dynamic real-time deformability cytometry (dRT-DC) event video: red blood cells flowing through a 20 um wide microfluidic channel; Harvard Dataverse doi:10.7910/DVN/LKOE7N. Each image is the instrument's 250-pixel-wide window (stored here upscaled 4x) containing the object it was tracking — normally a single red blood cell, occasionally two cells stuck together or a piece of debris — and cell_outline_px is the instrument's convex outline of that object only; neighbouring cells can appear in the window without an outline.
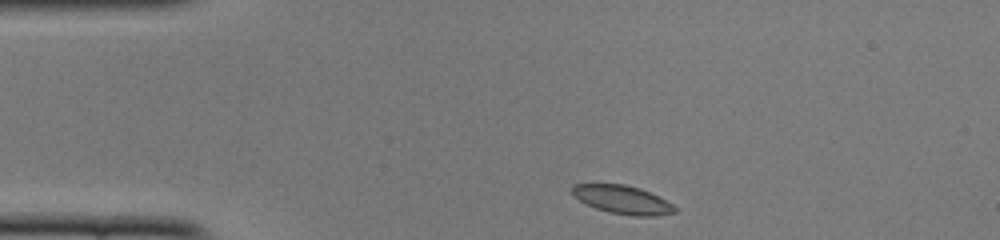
{"species": "common noctule bat (a hibernating species)", "species_latin": "Nyctalus noctula", "temperature_condition": "cold", "stored_images_in_passage": 43, "camera_frame_rate_fps": 3000, "um_per_image_px": 0.085, "animal": {"sex": "female", "body_mass_g": 22.0, "forearm_length_mm": 56.7}, "frame": {"image": 1, "passage_image": 1, "time_ms": 0.0, "image_size_px": [1000, 240], "cell_outline_px": [[676, 212], [656, 216], [632, 216], [608, 212], [596, 208], [580, 200], [572, 192], [572, 184], [624, 184], [640, 188], [672, 204], [676, 208]], "centroid_in_image_um": [52.92, 16.98], "position_along_channel_um": 32.1, "area_um2": 16.7}}
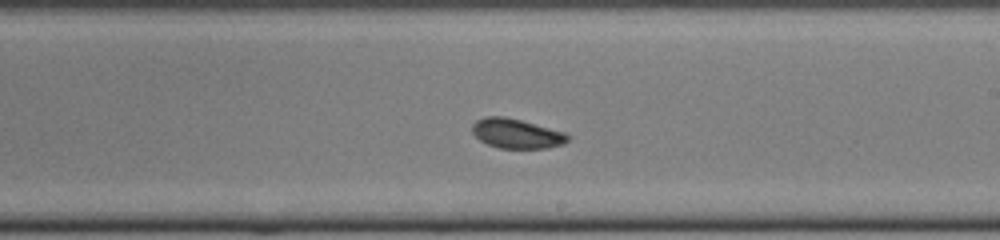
{"frame": {"image": 2, "passage_image": 21, "time_ms": 6.667, "image_size_px": [1000, 240], "cell_outline_px": [[572, 136], [564, 144], [548, 148], [500, 148], [488, 144], [480, 140], [472, 132], [472, 124], [476, 120], [484, 116], [504, 116], [568, 132]], "centroid_in_image_um": [43.95, 11.34], "position_along_channel_um": 245.0, "area_um2": 16.7}}
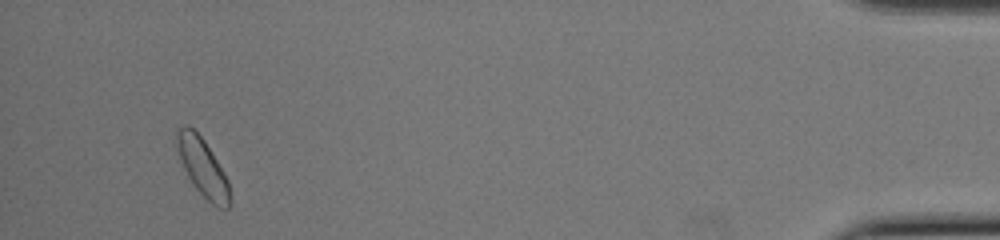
{"frame": {"image": 3, "passage_image": 40, "time_ms": 13.0, "image_size_px": [1000, 240], "cell_outline_px": [[232, 204], [228, 208], [216, 208], [196, 188], [188, 176], [184, 168], [176, 148], [176, 132], [184, 124], [188, 124], [204, 140], [224, 172], [228, 180]], "centroid_in_image_um": [17.25, 14.24], "position_along_channel_um": 418.0, "area_um2": 17.8}, "authors_computed_cell_mechanics": {"area_um2": 16.762, "velocity_mm_per_s": 3.8619, "shape_relaxation_time_tau1_ms": 3.625, "shape_relaxation_time_tau2_ms": 4.625, "deformation_change_tau1": 0.0456, "deformation_change_tau2": 0.0791}}